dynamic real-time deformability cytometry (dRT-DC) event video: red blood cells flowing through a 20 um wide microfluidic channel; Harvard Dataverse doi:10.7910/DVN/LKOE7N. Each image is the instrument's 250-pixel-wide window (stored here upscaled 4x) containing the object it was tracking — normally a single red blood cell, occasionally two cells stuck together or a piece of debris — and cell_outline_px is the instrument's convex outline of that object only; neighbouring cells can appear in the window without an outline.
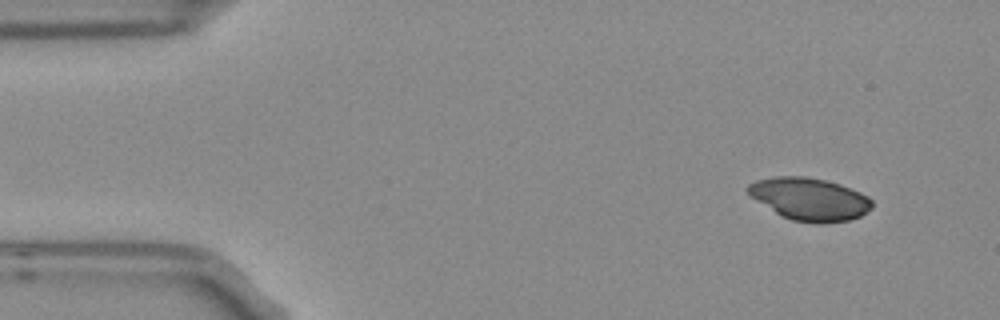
{"species": "Egyptian fruit bat (a non-hibernating species)", "species_latin": "Rousettus aegyptiacus", "temperature_condition": "room temperature", "stored_images_in_passage": 3, "camera_frame_rate_fps": 3000, "um_per_image_px": 0.085, "frame": {"image": 1, "passage_image": 1, "time_ms": 0.0, "image_size_px": [1000, 320], "cell_outline_px": [[872, 208], [860, 216], [848, 220], [820, 224], [816, 224], [792, 220], [780, 216], [756, 200], [748, 192], [748, 184], [756, 180], [776, 176], [804, 176], [824, 180], [840, 184], [860, 192], [868, 196], [872, 200]], "centroid_in_image_um": [68.82, 16.93], "position_along_channel_um": 16.2, "area_um2": 30.75}}
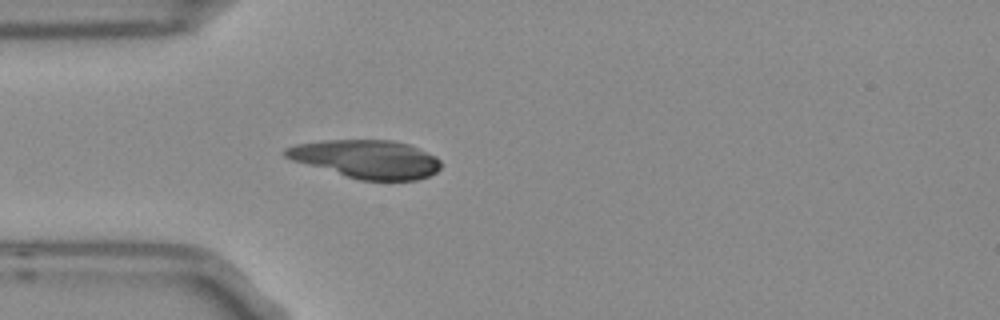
{"frame": {"image": 2, "passage_image": 3, "time_ms": 0.667, "image_size_px": [1000, 320], "cell_outline_px": [[440, 168], [436, 172], [428, 176], [416, 180], [360, 180], [292, 160], [284, 156], [284, 148], [296, 144], [324, 140], [392, 140], [408, 144], [436, 156], [440, 160]], "centroid_in_image_um": [31.15, 13.51], "position_along_channel_um": 53.8, "area_um2": 34.39}}